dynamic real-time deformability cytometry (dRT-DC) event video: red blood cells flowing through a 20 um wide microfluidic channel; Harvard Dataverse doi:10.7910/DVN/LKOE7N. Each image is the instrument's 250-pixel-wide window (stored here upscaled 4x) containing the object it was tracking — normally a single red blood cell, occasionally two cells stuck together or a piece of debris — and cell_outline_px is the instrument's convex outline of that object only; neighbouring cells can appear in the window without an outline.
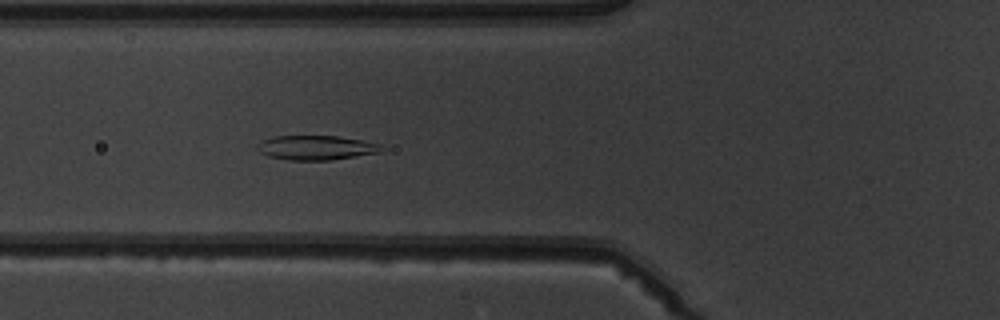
{"species": "common noctule bat (a hibernating species)", "species_latin": "Nyctalus noctula", "temperature_condition": "warm", "stored_images_in_passage": 4, "camera_frame_rate_fps": 3000, "um_per_image_px": 0.085, "animal": {"sex": "male", "body_mass_g": 19.5, "forearm_length_mm": 54.6}, "frame": {"image": 1, "passage_image": 4, "time_ms": 4.333, "image_size_px": [1000, 320], "cell_outline_px": [[388, 148], [380, 152], [332, 160], [288, 160], [268, 156], [260, 152], [256, 148], [256, 144], [264, 140], [276, 136], [336, 136], [360, 140], [380, 144]], "centroid_in_image_um": [26.89, 12.56], "position_along_channel_um": 98.9, "area_um2": 17.69}}